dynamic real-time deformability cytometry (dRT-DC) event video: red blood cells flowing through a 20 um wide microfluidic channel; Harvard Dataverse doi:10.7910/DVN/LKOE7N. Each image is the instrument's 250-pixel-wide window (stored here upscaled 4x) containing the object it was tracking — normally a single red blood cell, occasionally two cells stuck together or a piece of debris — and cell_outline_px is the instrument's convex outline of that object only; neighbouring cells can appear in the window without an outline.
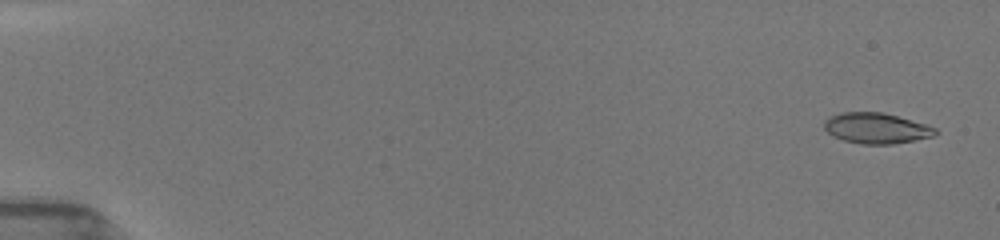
{"species": "common noctule bat (a hibernating species)", "species_latin": "Nyctalus noctula", "temperature_condition": "room temperature", "stored_images_in_passage": 53, "camera_frame_rate_fps": 3000, "um_per_image_px": 0.085, "animal": {"sex": "female", "body_mass_g": 19.5, "forearm_length_mm": 54.1}, "frame": {"image": 1, "passage_image": 3, "time_ms": 0.667, "image_size_px": [1000, 240], "cell_outline_px": [[936, 136], [892, 144], [860, 144], [844, 140], [832, 136], [824, 128], [824, 120], [828, 116], [840, 112], [884, 112], [928, 124], [936, 128]], "centroid_in_image_um": [74.48, 10.88], "position_along_channel_um": 10.5, "area_um2": 20.11}}
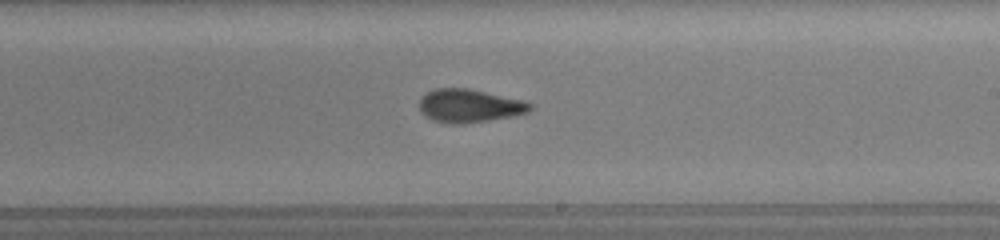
{"frame": {"image": 2, "passage_image": 33, "time_ms": 10.667, "image_size_px": [1000, 240], "cell_outline_px": [[532, 108], [528, 112], [516, 116], [464, 124], [452, 124], [432, 120], [420, 112], [420, 96], [436, 88], [468, 88], [524, 100], [532, 104]], "centroid_in_image_um": [39.91, 9.0], "position_along_channel_um": 249.1, "area_um2": 21.68}}
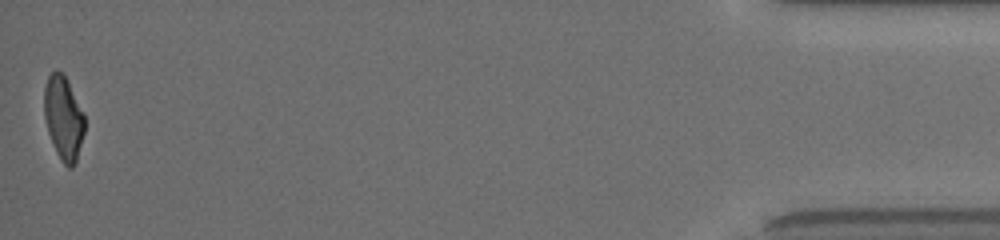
{"frame": {"image": 3, "passage_image": 53, "time_ms": 17.333, "image_size_px": [1000, 240], "cell_outline_px": [[84, 132], [76, 160], [72, 168], [68, 168], [60, 160], [56, 152], [48, 132], [44, 116], [44, 88], [48, 76], [56, 68], [64, 72], [68, 80], [84, 116]], "centroid_in_image_um": [5.37, 9.99], "position_along_channel_um": 429.8, "area_um2": 19.71}, "authors_computed_cell_mechanics": {"area_um2": 20.6346, "velocity_mm_per_s": 3.9687, "shape_relaxation_time_tau1_ms": 5.7841, "shape_relaxation_time_tau2_ms": 1.5066, "deformation_change_tau1": 0.2106, "deformation_change_tau2": 0.082}}